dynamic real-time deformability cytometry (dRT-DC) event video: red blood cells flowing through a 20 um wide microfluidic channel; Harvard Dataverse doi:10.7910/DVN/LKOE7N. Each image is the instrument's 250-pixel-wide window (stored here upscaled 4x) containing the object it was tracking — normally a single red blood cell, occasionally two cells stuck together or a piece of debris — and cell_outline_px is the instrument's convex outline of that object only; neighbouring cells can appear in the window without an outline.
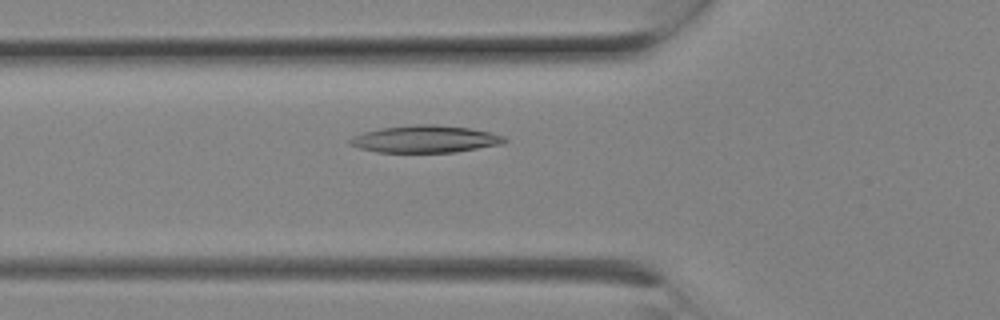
{"species": "Egyptian fruit bat (a non-hibernating species)", "species_latin": "Rousettus aegyptiacus", "temperature_condition": "room temperature", "stored_images_in_passage": 8, "camera_frame_rate_fps": 3000, "um_per_image_px": 0.085, "animal": {"sex": "female"}, "frame": {"image": 1, "passage_image": 8, "time_ms": 2.333, "image_size_px": [1000, 320], "cell_outline_px": [[508, 140], [500, 144], [456, 152], [376, 152], [360, 148], [348, 144], [348, 140], [352, 136], [364, 132], [380, 128], [412, 124], [432, 124], [468, 128], [488, 132], [504, 136]], "centroid_in_image_um": [36.09, 11.82], "position_along_channel_um": 89.7, "area_um2": 24.39}}